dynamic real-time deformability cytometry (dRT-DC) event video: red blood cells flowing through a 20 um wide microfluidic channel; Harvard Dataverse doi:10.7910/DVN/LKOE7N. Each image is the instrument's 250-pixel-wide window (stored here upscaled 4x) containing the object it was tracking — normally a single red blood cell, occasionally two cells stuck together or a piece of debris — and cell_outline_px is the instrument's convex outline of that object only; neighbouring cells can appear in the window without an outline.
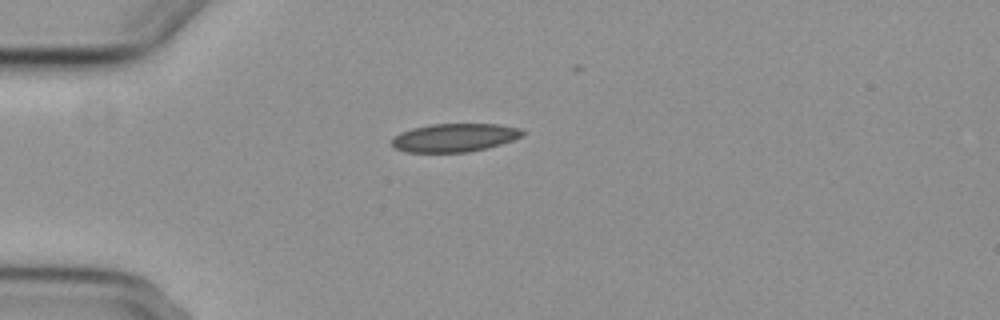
{"species": "common noctule bat (a hibernating species)", "species_latin": "Nyctalus noctula", "temperature_condition": "cold", "stored_images_in_passage": 4, "camera_frame_rate_fps": 3000, "um_per_image_px": 0.085, "animal": {"sex": "female", "body_mass_g": 29.2, "forearm_length_mm": 56.3}, "frame": {"image": 1, "passage_image": 1, "time_ms": 0.0, "image_size_px": [1000, 320], "cell_outline_px": [[524, 136], [500, 144], [468, 152], [404, 152], [396, 148], [392, 144], [392, 140], [400, 132], [412, 128], [432, 124], [500, 124], [520, 128], [524, 132]], "centroid_in_image_um": [38.65, 11.69], "position_along_channel_um": 46.4, "area_um2": 21.44}}
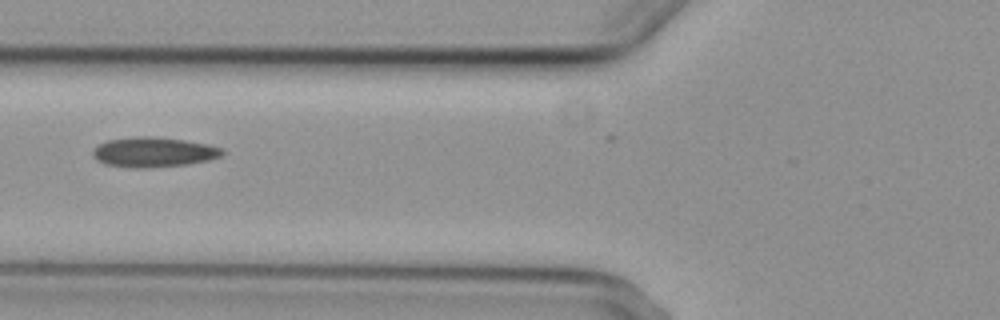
{"frame": {"image": 2, "passage_image": 3, "time_ms": 2.333, "image_size_px": [1000, 320], "cell_outline_px": [[224, 152], [220, 156], [208, 160], [188, 164], [144, 168], [128, 168], [104, 164], [96, 160], [92, 156], [92, 148], [108, 140], [136, 136], [152, 136], [184, 140], [208, 144], [224, 148]], "centroid_in_image_um": [13.02, 12.93], "position_along_channel_um": 112.8, "area_um2": 22.77}}